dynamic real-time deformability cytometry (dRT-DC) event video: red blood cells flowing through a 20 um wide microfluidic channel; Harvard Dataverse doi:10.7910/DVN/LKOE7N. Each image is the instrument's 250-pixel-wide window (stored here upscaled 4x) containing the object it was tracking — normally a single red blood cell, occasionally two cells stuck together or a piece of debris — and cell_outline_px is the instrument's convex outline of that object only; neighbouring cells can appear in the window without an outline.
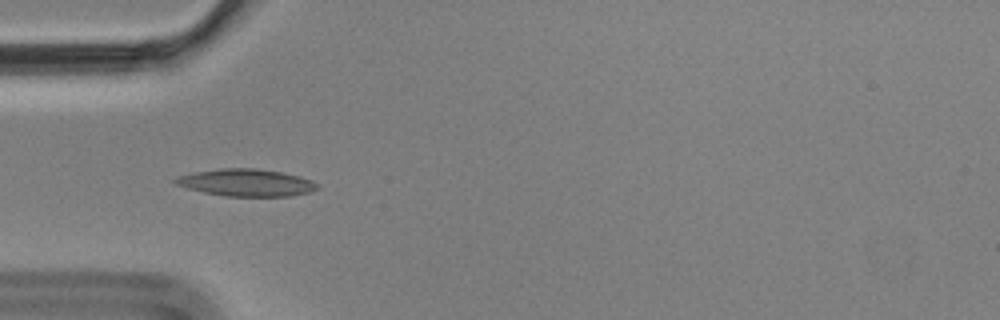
{"species": "Egyptian fruit bat (a non-hibernating species)", "species_latin": "Rousettus aegyptiacus", "temperature_condition": "cold", "stored_images_in_passage": 6, "camera_frame_rate_fps": 3000, "um_per_image_px": 0.085, "animal": {"sex": "male"}, "frame": {"image": 1, "passage_image": 5, "time_ms": 1.333, "image_size_px": [1000, 320], "cell_outline_px": [[320, 188], [308, 192], [292, 196], [224, 196], [204, 192], [188, 188], [176, 184], [172, 180], [176, 176], [196, 172], [220, 168], [256, 168], [280, 172], [300, 176], [312, 180], [320, 184]], "centroid_in_image_um": [20.96, 15.52], "position_along_channel_um": 64.0, "area_um2": 22.54}}